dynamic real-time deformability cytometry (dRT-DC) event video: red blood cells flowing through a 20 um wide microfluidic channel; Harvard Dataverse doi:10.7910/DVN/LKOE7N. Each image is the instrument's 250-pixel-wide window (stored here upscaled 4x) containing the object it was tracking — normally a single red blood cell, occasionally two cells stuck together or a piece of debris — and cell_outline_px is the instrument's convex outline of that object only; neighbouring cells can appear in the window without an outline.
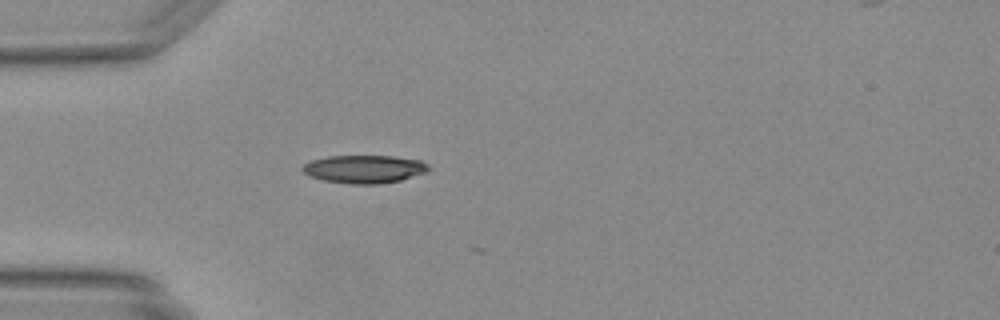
{"species": "Egyptian fruit bat (a non-hibernating species)", "species_latin": "Rousettus aegyptiacus", "temperature_condition": "warm", "stored_images_in_passage": 4, "camera_frame_rate_fps": 3000, "um_per_image_px": 0.085, "animal": {"sex": "female"}, "frame": {"image": 1, "passage_image": 1, "time_ms": 0.0, "image_size_px": [1000, 320], "cell_outline_px": [[432, 168], [424, 172], [400, 180], [380, 184], [352, 184], [324, 180], [308, 176], [300, 168], [304, 164], [312, 160], [328, 156], [392, 156], [420, 160], [428, 164]], "centroid_in_image_um": [30.95, 14.37], "position_along_channel_um": 54.1, "area_um2": 20.52}}